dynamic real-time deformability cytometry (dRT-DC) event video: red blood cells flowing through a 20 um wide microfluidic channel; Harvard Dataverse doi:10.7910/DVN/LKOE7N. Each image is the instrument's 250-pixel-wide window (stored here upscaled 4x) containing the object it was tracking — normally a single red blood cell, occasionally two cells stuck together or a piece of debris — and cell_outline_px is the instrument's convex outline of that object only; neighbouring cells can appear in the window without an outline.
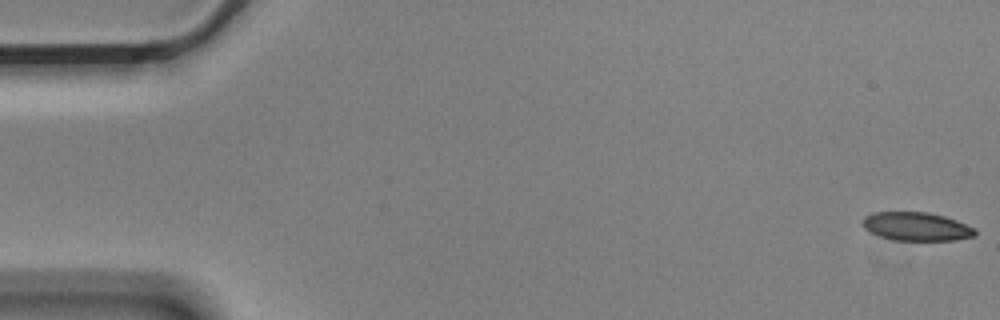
{"species": "Egyptian fruit bat (a non-hibernating species)", "species_latin": "Rousettus aegyptiacus", "temperature_condition": "cold", "stored_images_in_passage": 4, "camera_frame_rate_fps": 3000, "um_per_image_px": 0.085, "animal": {"sex": "male"}, "frame": {"image": 1, "passage_image": 1, "time_ms": 0.0, "image_size_px": [1000, 320], "cell_outline_px": [[976, 236], [956, 240], [892, 240], [868, 232], [860, 224], [864, 216], [872, 212], [928, 212], [944, 216], [956, 220], [976, 228]], "centroid_in_image_um": [77.87, 19.25], "position_along_channel_um": 7.1, "area_um2": 18.96}}
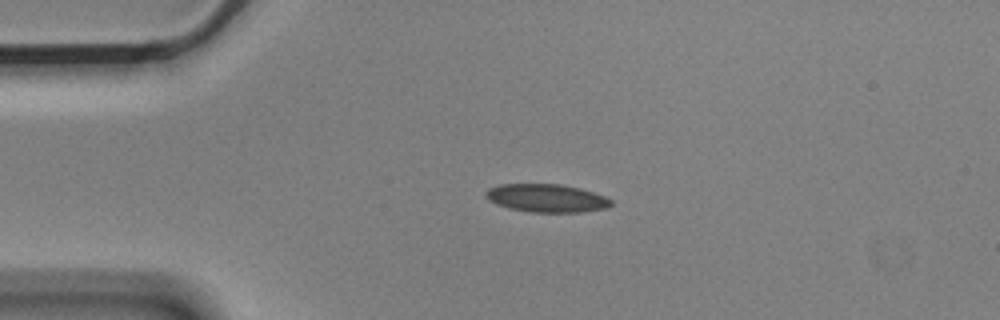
{"frame": {"image": 2, "passage_image": 4, "time_ms": 1.0, "image_size_px": [1000, 320], "cell_outline_px": [[612, 204], [608, 208], [580, 212], [532, 212], [508, 208], [496, 204], [488, 200], [484, 196], [484, 192], [488, 188], [500, 184], [560, 184], [580, 188], [604, 196], [612, 200]], "centroid_in_image_um": [46.43, 16.84], "position_along_channel_um": 38.6, "area_um2": 20.63}}